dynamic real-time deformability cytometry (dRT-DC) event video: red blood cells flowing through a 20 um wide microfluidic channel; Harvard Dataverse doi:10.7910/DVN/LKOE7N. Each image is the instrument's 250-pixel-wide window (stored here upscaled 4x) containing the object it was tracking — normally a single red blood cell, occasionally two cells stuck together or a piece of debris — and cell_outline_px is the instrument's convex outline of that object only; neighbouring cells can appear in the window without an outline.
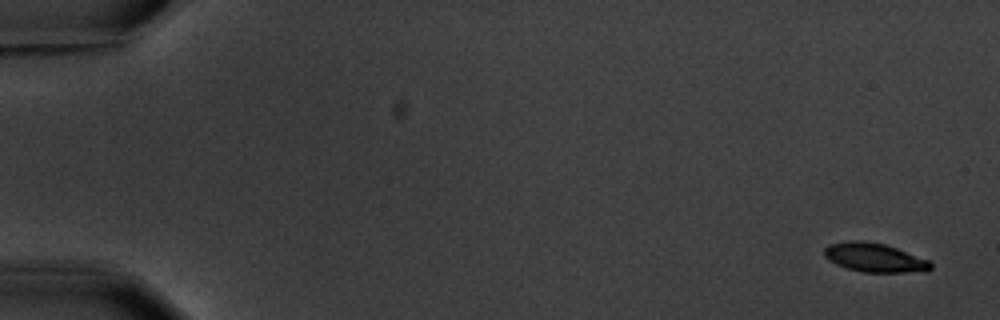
{"species": "common noctule bat (a hibernating species)", "species_latin": "Nyctalus noctula", "temperature_condition": "warm", "stored_images_in_passage": 7, "camera_frame_rate_fps": 3000, "um_per_image_px": 0.085, "animal": {"sex": "male", "body_mass_g": 20.1, "forearm_length_mm": 53.5}, "frame": {"image": 1, "passage_image": 1, "time_ms": 0.0, "image_size_px": [1000, 320], "cell_outline_px": [[932, 268], [928, 272], [864, 272], [848, 268], [836, 264], [828, 260], [824, 256], [824, 248], [828, 244], [852, 240], [864, 240], [884, 244], [896, 248], [928, 260], [932, 264]], "centroid_in_image_um": [74.33, 21.89], "position_along_channel_um": 10.7, "area_um2": 17.98}}
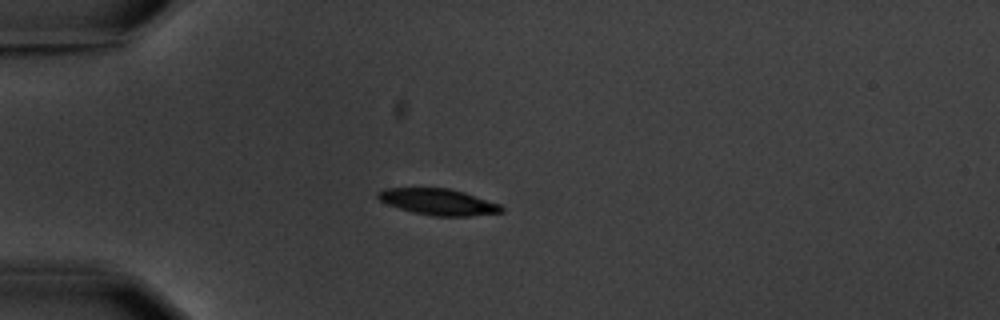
{"frame": {"image": 2, "passage_image": 5, "time_ms": 4.667, "image_size_px": [1000, 320], "cell_outline_px": [[504, 212], [468, 216], [432, 216], [412, 212], [388, 204], [380, 200], [376, 196], [376, 192], [384, 188], [448, 188], [464, 192], [500, 204], [504, 208]], "centroid_in_image_um": [37.25, 17.16], "position_along_channel_um": 47.7, "area_um2": 18.9}}